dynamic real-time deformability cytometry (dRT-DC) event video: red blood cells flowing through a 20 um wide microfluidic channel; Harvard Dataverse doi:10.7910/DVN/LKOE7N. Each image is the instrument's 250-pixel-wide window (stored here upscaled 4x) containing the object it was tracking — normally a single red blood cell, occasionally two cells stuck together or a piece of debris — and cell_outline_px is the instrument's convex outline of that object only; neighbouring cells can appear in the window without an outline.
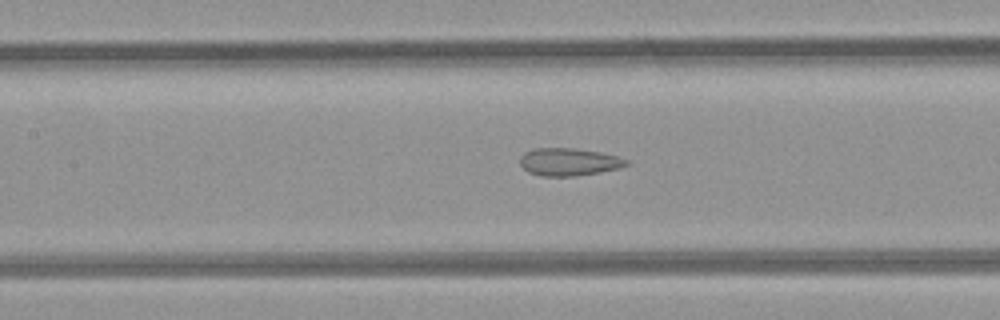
{"species": "common noctule bat (a hibernating species)", "species_latin": "Nyctalus noctula", "temperature_condition": "room temperature", "stored_images_in_passage": 19, "camera_frame_rate_fps": 3000, "um_per_image_px": 0.085, "animal": {"sex": "female", "body_mass_g": 21.9}, "frame": {"image": 1, "passage_image": 9, "time_ms": 2.667, "image_size_px": [1000, 320], "cell_outline_px": [[628, 164], [616, 168], [600, 172], [572, 176], [544, 176], [528, 172], [520, 164], [520, 156], [524, 152], [532, 148], [572, 148], [600, 152], [616, 156], [628, 160]], "centroid_in_image_um": [48.3, 13.75], "position_along_channel_um": 159.1, "area_um2": 16.94}}